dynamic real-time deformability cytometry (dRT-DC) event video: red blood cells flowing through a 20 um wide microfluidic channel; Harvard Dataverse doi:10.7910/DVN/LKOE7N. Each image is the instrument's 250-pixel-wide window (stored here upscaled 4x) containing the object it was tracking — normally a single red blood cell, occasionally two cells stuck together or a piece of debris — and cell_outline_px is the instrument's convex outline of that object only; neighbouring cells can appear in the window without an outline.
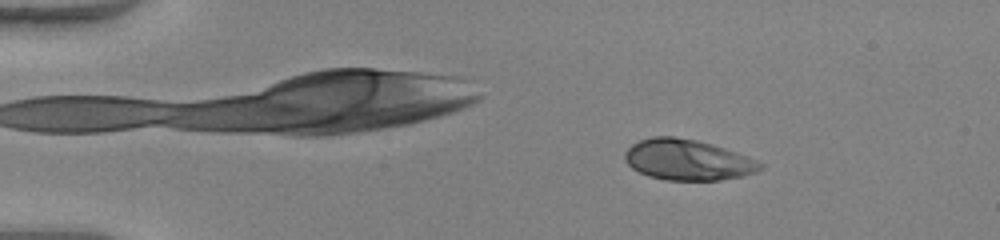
{"species": "human", "species_latin": "Homo sapiens", "temperature_condition": "warm", "stored_images_in_passage": 50, "camera_frame_rate_fps": 3000, "um_per_image_px": 0.085, "donor": {"sex": "female"}, "frame": {"image": 1, "passage_image": 8, "time_ms": 2.333, "image_size_px": [1000, 240], "cell_outline_px": [[764, 168], [756, 172], [744, 176], [720, 180], [664, 180], [648, 176], [632, 168], [624, 160], [624, 152], [632, 144], [640, 140], [652, 136], [672, 136], [696, 140], [712, 144], [756, 160], [764, 164]], "centroid_in_image_um": [58.43, 13.59], "position_along_channel_um": 26.6, "area_um2": 32.14}}
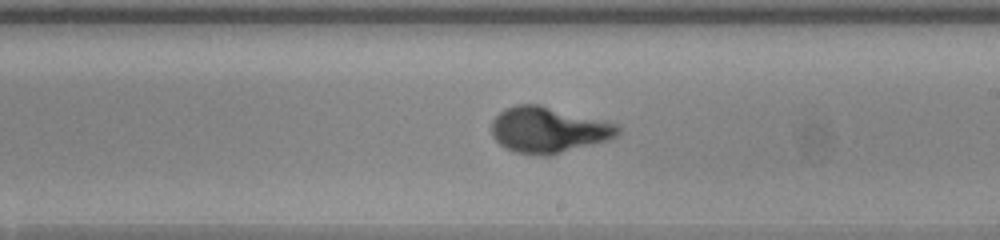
{"frame": {"image": 2, "passage_image": 30, "time_ms": 9.667, "image_size_px": [1000, 240], "cell_outline_px": [[620, 132], [616, 136], [608, 140], [548, 156], [540, 156], [516, 152], [504, 148], [492, 136], [492, 120], [504, 108], [516, 104], [540, 104], [616, 124], [620, 128]], "centroid_in_image_um": [46.57, 11.04], "position_along_channel_um": 242.4, "area_um2": 33.7}}
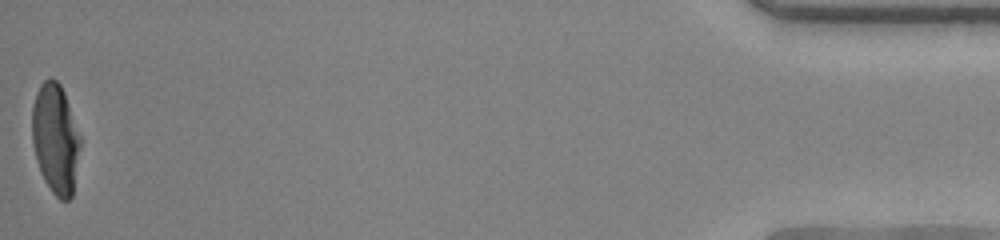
{"frame": {"image": 3, "passage_image": 50, "time_ms": 16.333, "image_size_px": [1000, 240], "cell_outline_px": [[80, 144], [72, 196], [68, 200], [60, 200], [52, 192], [44, 180], [40, 172], [36, 160], [32, 144], [32, 104], [36, 92], [40, 84], [44, 80], [56, 80], [60, 84], [64, 92], [80, 136]], "centroid_in_image_um": [4.69, 11.8], "position_along_channel_um": 430.5, "area_um2": 30.69}, "authors_computed_cell_mechanics": {"area_um2": 32.2524, "velocity_mm_per_s": 4.1279, "shape_relaxation_time_tau1_ms": 4.1749, "shape_relaxation_time_tau2_ms": null, "deformation_change_tau1": 0.2766, "deformation_change_tau2": null}}